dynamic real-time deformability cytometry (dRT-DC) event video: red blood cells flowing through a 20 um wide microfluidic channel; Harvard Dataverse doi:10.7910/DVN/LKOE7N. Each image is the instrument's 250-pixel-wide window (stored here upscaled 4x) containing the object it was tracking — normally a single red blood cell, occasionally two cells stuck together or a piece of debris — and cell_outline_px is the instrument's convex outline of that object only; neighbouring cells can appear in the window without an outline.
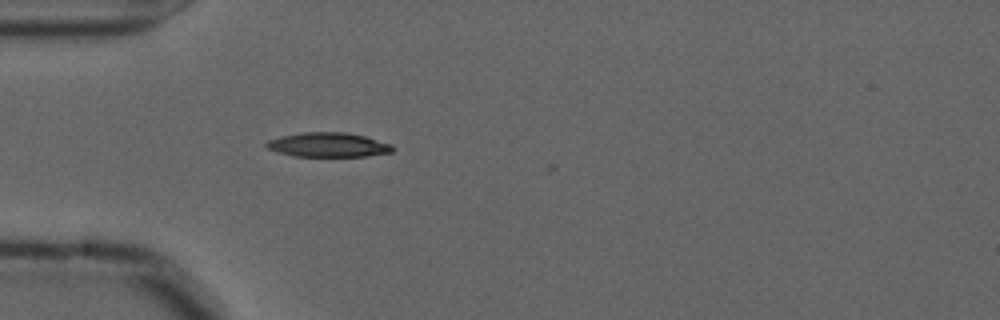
{"species": "common noctule bat (a hibernating species)", "species_latin": "Nyctalus noctula", "temperature_condition": "cold", "stored_images_in_passage": 3, "camera_frame_rate_fps": 3000, "um_per_image_px": 0.085, "animal": {"sex": "male", "forearm_length_mm": 52.5}, "frame": {"image": 1, "passage_image": 2, "time_ms": 0.333, "image_size_px": [1000, 320], "cell_outline_px": [[392, 152], [364, 156], [296, 156], [276, 152], [268, 148], [264, 144], [268, 140], [280, 136], [304, 132], [344, 132], [364, 136], [392, 144]], "centroid_in_image_um": [27.86, 12.3], "position_along_channel_um": 57.1, "area_um2": 17.8}}